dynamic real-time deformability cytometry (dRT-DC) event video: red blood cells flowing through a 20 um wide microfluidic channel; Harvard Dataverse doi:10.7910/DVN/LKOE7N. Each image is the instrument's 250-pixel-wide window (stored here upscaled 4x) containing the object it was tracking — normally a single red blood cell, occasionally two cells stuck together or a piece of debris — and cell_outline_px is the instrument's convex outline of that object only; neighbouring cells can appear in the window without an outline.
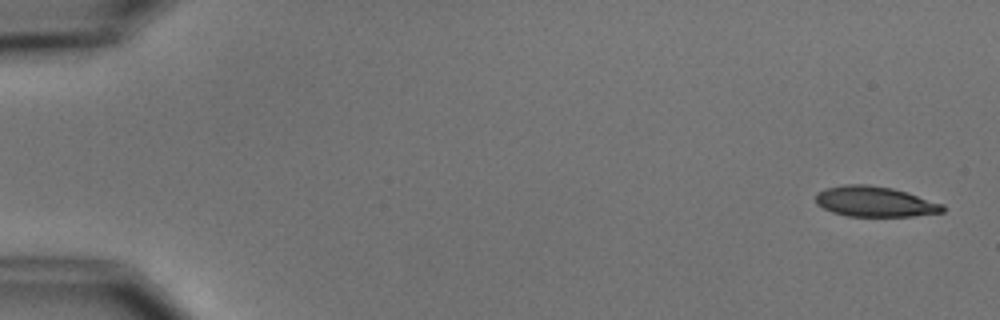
{"species": "common noctule bat (a hibernating species)", "species_latin": "Nyctalus noctula", "temperature_condition": "cold", "stored_images_in_passage": 4, "camera_frame_rate_fps": 3000, "um_per_image_px": 0.085, "animal": {"sex": "male", "body_mass_g": 15.6}, "frame": {"image": 1, "passage_image": 1, "time_ms": 0.0, "image_size_px": [1000, 320], "cell_outline_px": [[944, 212], [912, 216], [848, 216], [832, 212], [816, 204], [816, 192], [828, 188], [844, 184], [868, 184], [892, 188], [944, 204]], "centroid_in_image_um": [74.35, 17.13], "position_along_channel_um": 10.7, "area_um2": 22.37}}